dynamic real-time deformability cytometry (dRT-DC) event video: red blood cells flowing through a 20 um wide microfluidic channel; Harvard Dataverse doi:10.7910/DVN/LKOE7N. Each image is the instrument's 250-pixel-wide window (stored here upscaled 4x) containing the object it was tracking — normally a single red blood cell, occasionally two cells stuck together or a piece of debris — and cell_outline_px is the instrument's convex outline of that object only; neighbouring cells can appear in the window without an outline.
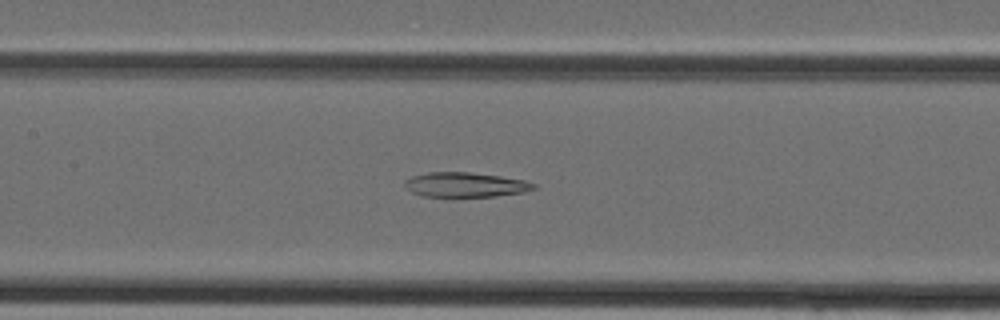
{"species": "Egyptian fruit bat (a non-hibernating species)", "species_latin": "Rousettus aegyptiacus", "temperature_condition": "cold", "stored_images_in_passage": 37, "camera_frame_rate_fps": 3000, "um_per_image_px": 0.085, "animal": {"sex": "female"}, "frame": {"image": 1, "passage_image": 17, "time_ms": 5.333, "image_size_px": [1000, 320], "cell_outline_px": [[536, 188], [524, 192], [496, 196], [424, 196], [412, 192], [404, 184], [404, 180], [412, 176], [428, 172], [468, 172], [500, 176], [524, 180], [536, 184]], "centroid_in_image_um": [39.56, 15.69], "position_along_channel_um": 167.8, "area_um2": 18.38}}
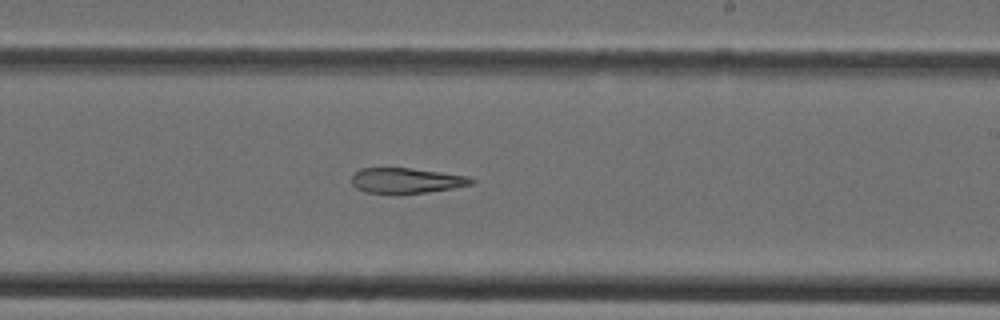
{"frame": {"image": 2, "passage_image": 22, "time_ms": 7.0, "image_size_px": [1000, 320], "cell_outline_px": [[476, 180], [472, 184], [452, 188], [428, 192], [400, 196], [396, 196], [364, 192], [356, 188], [352, 184], [352, 176], [360, 168], [412, 168], [468, 176]], "centroid_in_image_um": [34.5, 15.39], "position_along_channel_um": 254.5, "area_um2": 18.26}}
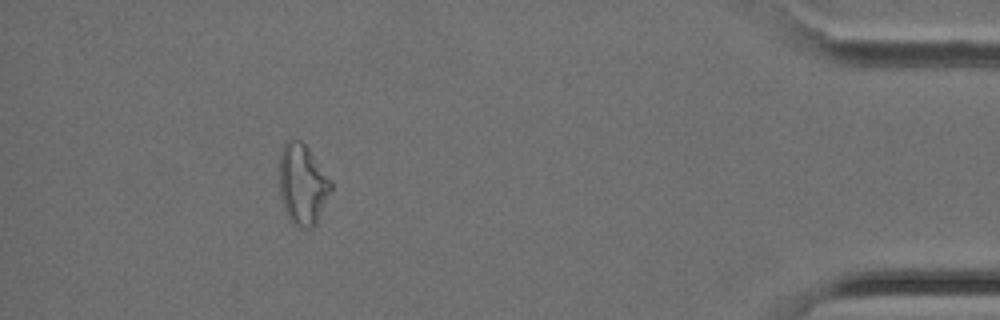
{"frame": {"image": 3, "passage_image": 34, "time_ms": 11.0, "image_size_px": [1000, 320], "cell_outline_px": [[332, 188], [316, 224], [312, 228], [300, 228], [292, 224], [284, 208], [280, 196], [280, 152], [284, 144], [288, 140], [300, 140], [308, 148], [332, 180]], "centroid_in_image_um": [25.72, 15.69], "position_along_channel_um": 409.5, "area_um2": 24.22}}